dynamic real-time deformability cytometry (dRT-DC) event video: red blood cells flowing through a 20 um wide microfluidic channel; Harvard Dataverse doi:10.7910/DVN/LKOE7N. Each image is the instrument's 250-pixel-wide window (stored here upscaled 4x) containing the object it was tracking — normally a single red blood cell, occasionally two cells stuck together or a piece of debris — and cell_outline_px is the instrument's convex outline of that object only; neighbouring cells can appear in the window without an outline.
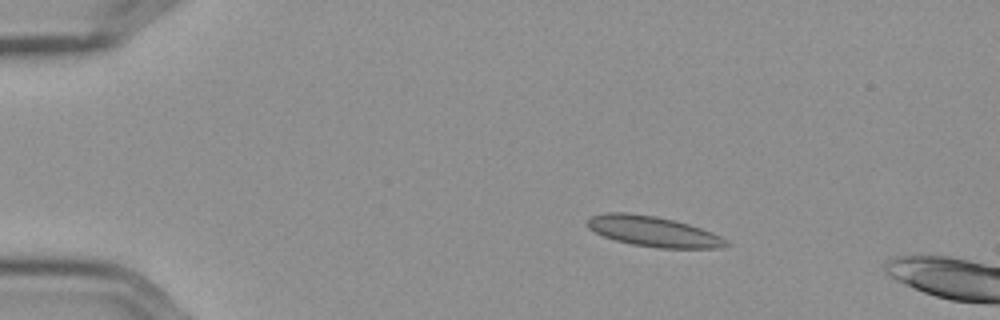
{"species": "Egyptian fruit bat (a non-hibernating species)", "species_latin": "Rousettus aegyptiacus", "temperature_condition": "cold", "stored_images_in_passage": 8, "camera_frame_rate_fps": 3000, "um_per_image_px": 0.085, "frame": {"image": 1, "passage_image": 1, "time_ms": 0.0, "image_size_px": [1000, 320], "cell_outline_px": [[732, 244], [720, 248], [656, 248], [632, 244], [616, 240], [604, 236], [588, 228], [584, 224], [592, 216], [608, 212], [628, 212], [656, 216], [688, 224], [712, 232], [728, 240]], "centroid_in_image_um": [55.54, 19.67], "position_along_channel_um": 29.5, "area_um2": 24.57}}